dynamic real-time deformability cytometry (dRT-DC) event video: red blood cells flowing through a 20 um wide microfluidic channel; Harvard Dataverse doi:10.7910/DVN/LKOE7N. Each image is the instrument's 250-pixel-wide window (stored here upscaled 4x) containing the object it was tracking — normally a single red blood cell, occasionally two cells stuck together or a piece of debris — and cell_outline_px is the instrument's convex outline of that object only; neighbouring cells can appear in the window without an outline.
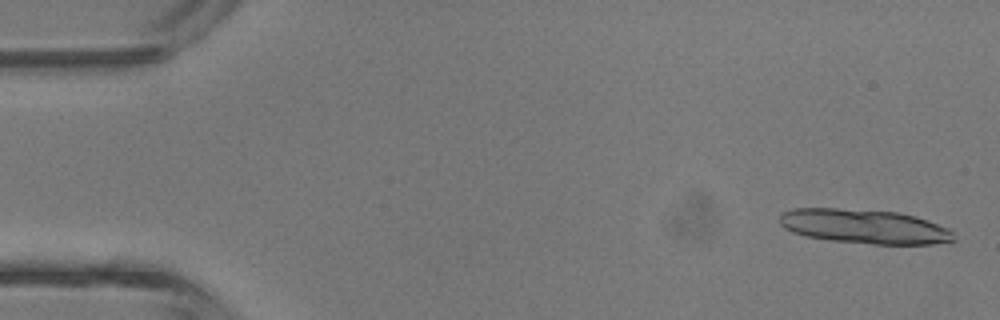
{"species": "common noctule bat (a hibernating species)", "species_latin": "Nyctalus noctula", "temperature_condition": "room temperature", "stored_images_in_passage": 17, "camera_frame_rate_fps": 3000, "um_per_image_px": 0.085, "animal": {"sex": "male", "body_mass_g": 13.3}, "frame": {"image": 1, "passage_image": 2, "time_ms": 0.333, "image_size_px": [1000, 320], "cell_outline_px": [[956, 240], [932, 244], [872, 244], [832, 240], [804, 236], [792, 232], [784, 228], [780, 224], [780, 212], [792, 208], [836, 208], [896, 212], [916, 216], [928, 220], [948, 228], [952, 232]], "centroid_in_image_um": [73.44, 19.24], "position_along_channel_um": 11.6, "area_um2": 34.91}}
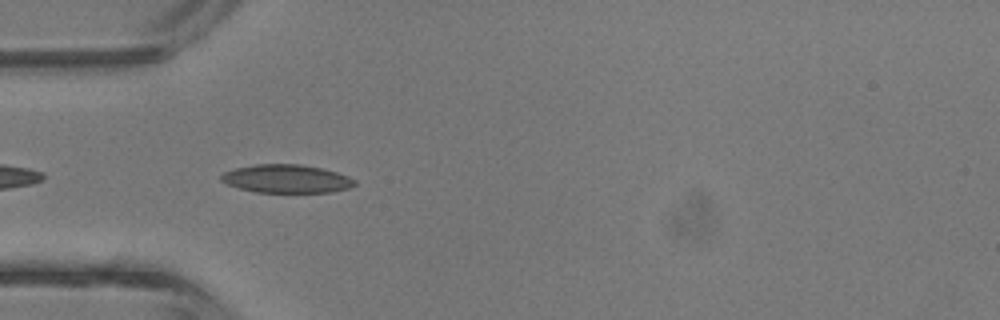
{"frame": {"image": 2, "passage_image": 14, "time_ms": 4.333, "image_size_px": [1000, 320], "cell_outline_px": [[356, 184], [348, 188], [332, 192], [256, 192], [240, 188], [228, 184], [220, 180], [220, 176], [224, 172], [236, 168], [256, 164], [300, 164], [320, 168], [336, 172], [348, 176], [356, 180]], "centroid_in_image_um": [24.36, 15.19], "position_along_channel_um": 60.6, "area_um2": 21.85}}